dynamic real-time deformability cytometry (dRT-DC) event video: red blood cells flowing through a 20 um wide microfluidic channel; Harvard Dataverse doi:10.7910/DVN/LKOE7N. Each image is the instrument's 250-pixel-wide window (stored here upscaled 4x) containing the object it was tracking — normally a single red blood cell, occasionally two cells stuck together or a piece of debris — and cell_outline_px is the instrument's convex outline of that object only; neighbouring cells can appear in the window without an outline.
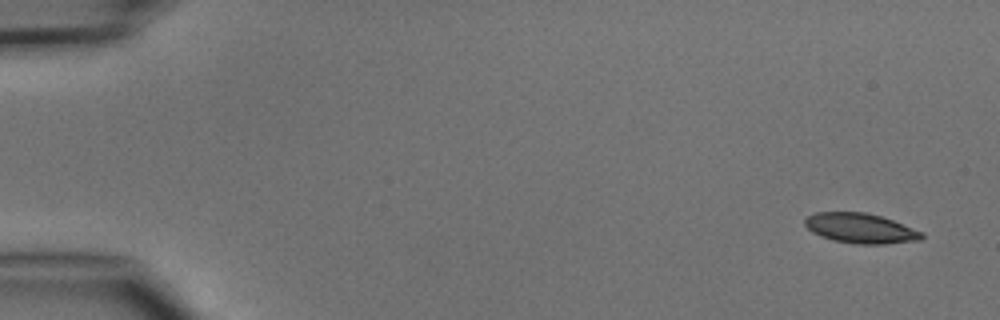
{"species": "common noctule bat (a hibernating species)", "species_latin": "Nyctalus noctula", "temperature_condition": "cold", "stored_images_in_passage": 6, "camera_frame_rate_fps": 3000, "um_per_image_px": 0.085, "animal": {"sex": "male", "body_mass_g": 15.6}, "frame": {"image": 1, "passage_image": 1, "time_ms": 0.0, "image_size_px": [1000, 320], "cell_outline_px": [[924, 236], [920, 240], [884, 244], [856, 244], [832, 240], [820, 236], [812, 232], [804, 224], [804, 220], [808, 216], [816, 212], [864, 212], [880, 216], [892, 220], [924, 232]], "centroid_in_image_um": [73.14, 19.41], "position_along_channel_um": 11.9, "area_um2": 20.4}}
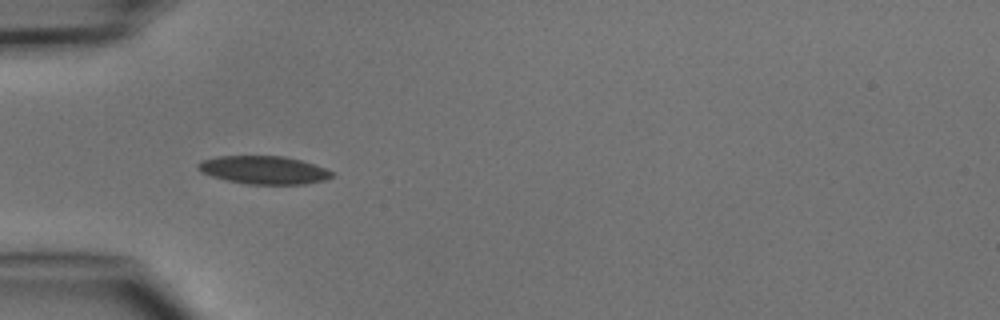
{"frame": {"image": 2, "passage_image": 4, "time_ms": 4.333, "image_size_px": [1000, 320], "cell_outline_px": [[332, 176], [324, 180], [304, 184], [248, 184], [228, 180], [212, 176], [200, 172], [196, 168], [196, 164], [200, 160], [216, 156], [284, 156], [300, 160], [324, 168], [332, 172]], "centroid_in_image_um": [22.35, 14.44], "position_along_channel_um": 62.7, "area_um2": 21.79}}